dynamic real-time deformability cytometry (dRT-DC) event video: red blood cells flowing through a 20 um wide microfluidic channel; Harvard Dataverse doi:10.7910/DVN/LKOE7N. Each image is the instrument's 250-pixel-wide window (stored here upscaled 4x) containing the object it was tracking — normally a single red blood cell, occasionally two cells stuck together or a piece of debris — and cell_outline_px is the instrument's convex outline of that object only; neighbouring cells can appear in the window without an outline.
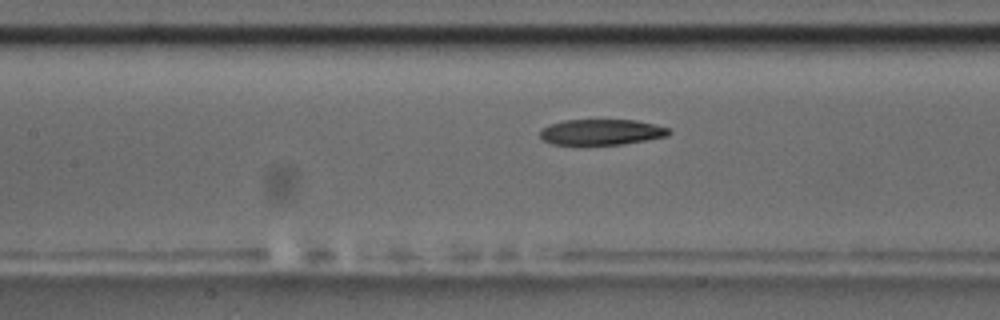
{"species": "common noctule bat (a hibernating species)", "species_latin": "Nyctalus noctula", "temperature_condition": "room temperature", "stored_images_in_passage": 23, "camera_frame_rate_fps": 3000, "um_per_image_px": 0.085, "animal": {"sex": "male", "body_mass_g": 17.5, "forearm_length_mm": 52.3}, "frame": {"image": 1, "passage_image": 20, "time_ms": 6.333, "image_size_px": [1000, 320], "cell_outline_px": [[672, 132], [668, 136], [648, 140], [624, 144], [552, 144], [544, 140], [540, 136], [540, 128], [548, 124], [564, 120], [636, 120], [656, 124], [668, 128]], "centroid_in_image_um": [51.14, 11.22], "position_along_channel_um": 156.3, "area_um2": 19.42}}